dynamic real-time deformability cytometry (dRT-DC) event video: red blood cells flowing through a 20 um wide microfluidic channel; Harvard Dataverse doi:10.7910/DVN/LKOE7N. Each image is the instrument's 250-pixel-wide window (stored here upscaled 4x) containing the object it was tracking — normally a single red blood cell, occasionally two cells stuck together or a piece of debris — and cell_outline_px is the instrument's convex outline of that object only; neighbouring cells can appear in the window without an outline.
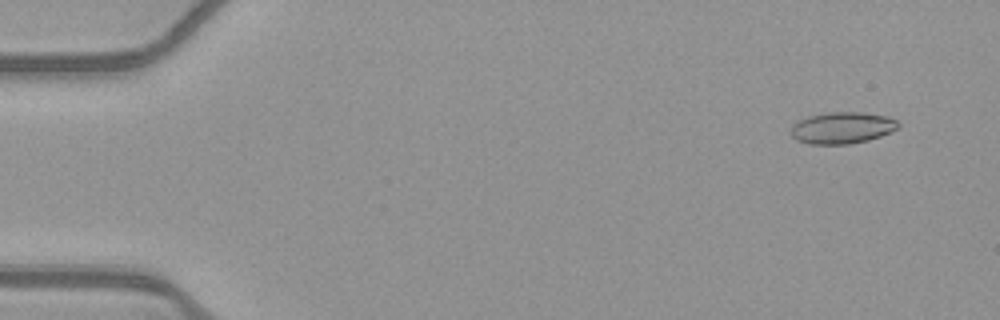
{"species": "common noctule bat (a hibernating species)", "species_latin": "Nyctalus noctula", "temperature_condition": "warm", "stored_images_in_passage": 9, "camera_frame_rate_fps": 3000, "um_per_image_px": 0.085, "animal": {"sex": "female", "body_mass_g": 21.9}, "frame": {"image": 1, "passage_image": 4, "time_ms": 1.0, "image_size_px": [1000, 320], "cell_outline_px": [[900, 128], [892, 132], [868, 140], [848, 144], [808, 144], [796, 140], [792, 136], [792, 128], [800, 120], [808, 116], [828, 112], [864, 112], [888, 116], [896, 120], [900, 124]], "centroid_in_image_um": [71.64, 10.86], "position_along_channel_um": 13.4, "area_um2": 19.83}}